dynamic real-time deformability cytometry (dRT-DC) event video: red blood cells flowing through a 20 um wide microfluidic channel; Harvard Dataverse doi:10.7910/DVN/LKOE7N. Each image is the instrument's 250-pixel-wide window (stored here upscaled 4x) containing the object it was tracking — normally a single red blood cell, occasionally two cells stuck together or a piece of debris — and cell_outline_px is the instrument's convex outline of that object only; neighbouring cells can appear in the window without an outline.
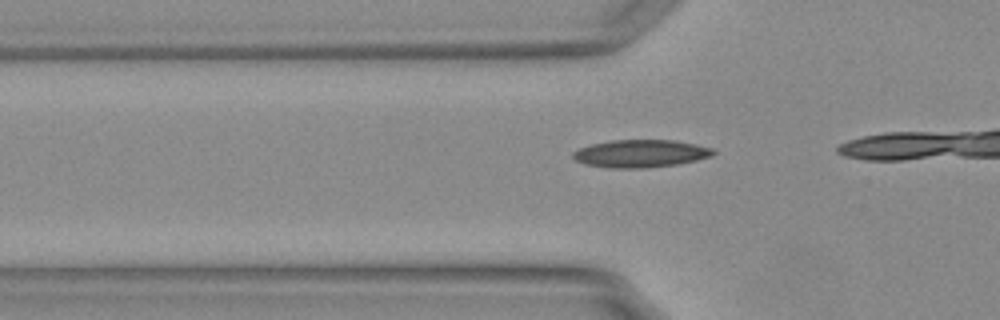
{"species": "Egyptian fruit bat (a non-hibernating species)", "species_latin": "Rousettus aegyptiacus", "temperature_condition": "warm", "stored_images_in_passage": 9, "camera_frame_rate_fps": 3000, "um_per_image_px": 0.085, "animal": {"sex": "female"}, "frame": {"image": 1, "passage_image": 6, "time_ms": 1.667, "image_size_px": [1000, 320], "cell_outline_px": [[716, 152], [712, 156], [680, 164], [640, 168], [612, 168], [584, 164], [576, 160], [572, 156], [572, 152], [580, 148], [592, 144], [612, 140], [676, 140], [696, 144], [712, 148]], "centroid_in_image_um": [54.47, 13.05], "position_along_channel_um": 71.3, "area_um2": 22.6}}